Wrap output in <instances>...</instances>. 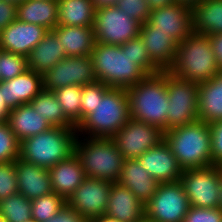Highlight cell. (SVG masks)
I'll return each instance as SVG.
<instances>
[{
	"label": "cell",
	"instance_id": "obj_1",
	"mask_svg": "<svg viewBox=\"0 0 222 222\" xmlns=\"http://www.w3.org/2000/svg\"><path fill=\"white\" fill-rule=\"evenodd\" d=\"M130 117L153 125L166 132L169 106L166 71L147 75L136 85L126 89Z\"/></svg>",
	"mask_w": 222,
	"mask_h": 222
},
{
	"label": "cell",
	"instance_id": "obj_2",
	"mask_svg": "<svg viewBox=\"0 0 222 222\" xmlns=\"http://www.w3.org/2000/svg\"><path fill=\"white\" fill-rule=\"evenodd\" d=\"M164 141L184 169L212 166L211 127L204 121H195L164 132Z\"/></svg>",
	"mask_w": 222,
	"mask_h": 222
},
{
	"label": "cell",
	"instance_id": "obj_3",
	"mask_svg": "<svg viewBox=\"0 0 222 222\" xmlns=\"http://www.w3.org/2000/svg\"><path fill=\"white\" fill-rule=\"evenodd\" d=\"M90 57L97 81L112 88L127 89L148 75L121 45L96 42Z\"/></svg>",
	"mask_w": 222,
	"mask_h": 222
},
{
	"label": "cell",
	"instance_id": "obj_4",
	"mask_svg": "<svg viewBox=\"0 0 222 222\" xmlns=\"http://www.w3.org/2000/svg\"><path fill=\"white\" fill-rule=\"evenodd\" d=\"M130 118L126 89L111 87L102 99H98L95 111L88 114L76 127L77 134L81 137L87 135L90 138L111 139Z\"/></svg>",
	"mask_w": 222,
	"mask_h": 222
},
{
	"label": "cell",
	"instance_id": "obj_5",
	"mask_svg": "<svg viewBox=\"0 0 222 222\" xmlns=\"http://www.w3.org/2000/svg\"><path fill=\"white\" fill-rule=\"evenodd\" d=\"M219 70L208 35L193 31L178 44L175 61L168 72L199 84L214 78Z\"/></svg>",
	"mask_w": 222,
	"mask_h": 222
},
{
	"label": "cell",
	"instance_id": "obj_6",
	"mask_svg": "<svg viewBox=\"0 0 222 222\" xmlns=\"http://www.w3.org/2000/svg\"><path fill=\"white\" fill-rule=\"evenodd\" d=\"M77 139L76 128L52 127L20 142L19 158L49 169L75 154Z\"/></svg>",
	"mask_w": 222,
	"mask_h": 222
},
{
	"label": "cell",
	"instance_id": "obj_7",
	"mask_svg": "<svg viewBox=\"0 0 222 222\" xmlns=\"http://www.w3.org/2000/svg\"><path fill=\"white\" fill-rule=\"evenodd\" d=\"M80 138V139H79ZM78 136L75 155L86 177L119 182L125 158L112 139Z\"/></svg>",
	"mask_w": 222,
	"mask_h": 222
},
{
	"label": "cell",
	"instance_id": "obj_8",
	"mask_svg": "<svg viewBox=\"0 0 222 222\" xmlns=\"http://www.w3.org/2000/svg\"><path fill=\"white\" fill-rule=\"evenodd\" d=\"M166 88L169 98L166 131L198 121V84L166 71Z\"/></svg>",
	"mask_w": 222,
	"mask_h": 222
},
{
	"label": "cell",
	"instance_id": "obj_9",
	"mask_svg": "<svg viewBox=\"0 0 222 222\" xmlns=\"http://www.w3.org/2000/svg\"><path fill=\"white\" fill-rule=\"evenodd\" d=\"M141 23L116 5L95 10L93 30L97 43L122 45L139 36Z\"/></svg>",
	"mask_w": 222,
	"mask_h": 222
},
{
	"label": "cell",
	"instance_id": "obj_10",
	"mask_svg": "<svg viewBox=\"0 0 222 222\" xmlns=\"http://www.w3.org/2000/svg\"><path fill=\"white\" fill-rule=\"evenodd\" d=\"M222 166L184 169L180 183L189 204L197 208H219V181Z\"/></svg>",
	"mask_w": 222,
	"mask_h": 222
},
{
	"label": "cell",
	"instance_id": "obj_11",
	"mask_svg": "<svg viewBox=\"0 0 222 222\" xmlns=\"http://www.w3.org/2000/svg\"><path fill=\"white\" fill-rule=\"evenodd\" d=\"M190 204L180 181L160 183L145 204V217L155 222H183Z\"/></svg>",
	"mask_w": 222,
	"mask_h": 222
},
{
	"label": "cell",
	"instance_id": "obj_12",
	"mask_svg": "<svg viewBox=\"0 0 222 222\" xmlns=\"http://www.w3.org/2000/svg\"><path fill=\"white\" fill-rule=\"evenodd\" d=\"M111 139L125 159H138L164 140V132L156 126L130 118Z\"/></svg>",
	"mask_w": 222,
	"mask_h": 222
},
{
	"label": "cell",
	"instance_id": "obj_13",
	"mask_svg": "<svg viewBox=\"0 0 222 222\" xmlns=\"http://www.w3.org/2000/svg\"><path fill=\"white\" fill-rule=\"evenodd\" d=\"M43 89L54 91L70 85L84 86L97 81L90 55L66 57L42 75Z\"/></svg>",
	"mask_w": 222,
	"mask_h": 222
},
{
	"label": "cell",
	"instance_id": "obj_14",
	"mask_svg": "<svg viewBox=\"0 0 222 222\" xmlns=\"http://www.w3.org/2000/svg\"><path fill=\"white\" fill-rule=\"evenodd\" d=\"M112 184L108 180L86 177L66 200L67 204L90 222L105 214Z\"/></svg>",
	"mask_w": 222,
	"mask_h": 222
},
{
	"label": "cell",
	"instance_id": "obj_15",
	"mask_svg": "<svg viewBox=\"0 0 222 222\" xmlns=\"http://www.w3.org/2000/svg\"><path fill=\"white\" fill-rule=\"evenodd\" d=\"M156 31L168 33L178 44L193 32L192 8L173 3L151 10L147 21Z\"/></svg>",
	"mask_w": 222,
	"mask_h": 222
},
{
	"label": "cell",
	"instance_id": "obj_16",
	"mask_svg": "<svg viewBox=\"0 0 222 222\" xmlns=\"http://www.w3.org/2000/svg\"><path fill=\"white\" fill-rule=\"evenodd\" d=\"M48 32L43 26L16 19L0 32V50L27 58Z\"/></svg>",
	"mask_w": 222,
	"mask_h": 222
},
{
	"label": "cell",
	"instance_id": "obj_17",
	"mask_svg": "<svg viewBox=\"0 0 222 222\" xmlns=\"http://www.w3.org/2000/svg\"><path fill=\"white\" fill-rule=\"evenodd\" d=\"M138 161L159 183L180 181L183 173V169L164 140L141 155Z\"/></svg>",
	"mask_w": 222,
	"mask_h": 222
},
{
	"label": "cell",
	"instance_id": "obj_18",
	"mask_svg": "<svg viewBox=\"0 0 222 222\" xmlns=\"http://www.w3.org/2000/svg\"><path fill=\"white\" fill-rule=\"evenodd\" d=\"M139 36L150 60L161 71H168L175 61L178 43L168 33L156 31L147 22L141 25Z\"/></svg>",
	"mask_w": 222,
	"mask_h": 222
},
{
	"label": "cell",
	"instance_id": "obj_19",
	"mask_svg": "<svg viewBox=\"0 0 222 222\" xmlns=\"http://www.w3.org/2000/svg\"><path fill=\"white\" fill-rule=\"evenodd\" d=\"M18 193L29 200L37 199L53 192L49 169L27 163L18 158L15 160Z\"/></svg>",
	"mask_w": 222,
	"mask_h": 222
},
{
	"label": "cell",
	"instance_id": "obj_20",
	"mask_svg": "<svg viewBox=\"0 0 222 222\" xmlns=\"http://www.w3.org/2000/svg\"><path fill=\"white\" fill-rule=\"evenodd\" d=\"M43 90L42 75L32 69L7 81H1L5 103L11 108L29 104Z\"/></svg>",
	"mask_w": 222,
	"mask_h": 222
},
{
	"label": "cell",
	"instance_id": "obj_21",
	"mask_svg": "<svg viewBox=\"0 0 222 222\" xmlns=\"http://www.w3.org/2000/svg\"><path fill=\"white\" fill-rule=\"evenodd\" d=\"M105 215L120 222H139L145 217V205L127 187L112 184Z\"/></svg>",
	"mask_w": 222,
	"mask_h": 222
},
{
	"label": "cell",
	"instance_id": "obj_22",
	"mask_svg": "<svg viewBox=\"0 0 222 222\" xmlns=\"http://www.w3.org/2000/svg\"><path fill=\"white\" fill-rule=\"evenodd\" d=\"M53 192L67 200L86 178L80 161L74 154L49 168Z\"/></svg>",
	"mask_w": 222,
	"mask_h": 222
},
{
	"label": "cell",
	"instance_id": "obj_23",
	"mask_svg": "<svg viewBox=\"0 0 222 222\" xmlns=\"http://www.w3.org/2000/svg\"><path fill=\"white\" fill-rule=\"evenodd\" d=\"M119 183L130 189L144 205L156 193L160 184L141 166L138 159L124 160Z\"/></svg>",
	"mask_w": 222,
	"mask_h": 222
},
{
	"label": "cell",
	"instance_id": "obj_24",
	"mask_svg": "<svg viewBox=\"0 0 222 222\" xmlns=\"http://www.w3.org/2000/svg\"><path fill=\"white\" fill-rule=\"evenodd\" d=\"M52 32L59 39L67 57L90 55L96 43L93 26L57 25Z\"/></svg>",
	"mask_w": 222,
	"mask_h": 222
},
{
	"label": "cell",
	"instance_id": "obj_25",
	"mask_svg": "<svg viewBox=\"0 0 222 222\" xmlns=\"http://www.w3.org/2000/svg\"><path fill=\"white\" fill-rule=\"evenodd\" d=\"M7 123L19 142L52 128L50 123L35 112L30 104H22L11 109Z\"/></svg>",
	"mask_w": 222,
	"mask_h": 222
},
{
	"label": "cell",
	"instance_id": "obj_26",
	"mask_svg": "<svg viewBox=\"0 0 222 222\" xmlns=\"http://www.w3.org/2000/svg\"><path fill=\"white\" fill-rule=\"evenodd\" d=\"M66 57L59 39L52 31H49L28 55V68L37 74L44 75Z\"/></svg>",
	"mask_w": 222,
	"mask_h": 222
},
{
	"label": "cell",
	"instance_id": "obj_27",
	"mask_svg": "<svg viewBox=\"0 0 222 222\" xmlns=\"http://www.w3.org/2000/svg\"><path fill=\"white\" fill-rule=\"evenodd\" d=\"M58 0H25L17 5V19L52 31L58 22Z\"/></svg>",
	"mask_w": 222,
	"mask_h": 222
},
{
	"label": "cell",
	"instance_id": "obj_28",
	"mask_svg": "<svg viewBox=\"0 0 222 222\" xmlns=\"http://www.w3.org/2000/svg\"><path fill=\"white\" fill-rule=\"evenodd\" d=\"M198 118L207 124L222 120V82L216 76L198 84Z\"/></svg>",
	"mask_w": 222,
	"mask_h": 222
},
{
	"label": "cell",
	"instance_id": "obj_29",
	"mask_svg": "<svg viewBox=\"0 0 222 222\" xmlns=\"http://www.w3.org/2000/svg\"><path fill=\"white\" fill-rule=\"evenodd\" d=\"M192 20L198 34L222 33V0H201L192 8Z\"/></svg>",
	"mask_w": 222,
	"mask_h": 222
},
{
	"label": "cell",
	"instance_id": "obj_30",
	"mask_svg": "<svg viewBox=\"0 0 222 222\" xmlns=\"http://www.w3.org/2000/svg\"><path fill=\"white\" fill-rule=\"evenodd\" d=\"M95 10L92 0H58L57 25L93 26Z\"/></svg>",
	"mask_w": 222,
	"mask_h": 222
},
{
	"label": "cell",
	"instance_id": "obj_31",
	"mask_svg": "<svg viewBox=\"0 0 222 222\" xmlns=\"http://www.w3.org/2000/svg\"><path fill=\"white\" fill-rule=\"evenodd\" d=\"M35 112L47 120L52 127L76 128L62 111L53 91L42 90L30 103Z\"/></svg>",
	"mask_w": 222,
	"mask_h": 222
},
{
	"label": "cell",
	"instance_id": "obj_32",
	"mask_svg": "<svg viewBox=\"0 0 222 222\" xmlns=\"http://www.w3.org/2000/svg\"><path fill=\"white\" fill-rule=\"evenodd\" d=\"M53 92L65 117L77 127L81 122L82 86L70 85L55 89Z\"/></svg>",
	"mask_w": 222,
	"mask_h": 222
},
{
	"label": "cell",
	"instance_id": "obj_33",
	"mask_svg": "<svg viewBox=\"0 0 222 222\" xmlns=\"http://www.w3.org/2000/svg\"><path fill=\"white\" fill-rule=\"evenodd\" d=\"M31 208V200L20 193L0 201V215L6 222H24L32 219Z\"/></svg>",
	"mask_w": 222,
	"mask_h": 222
},
{
	"label": "cell",
	"instance_id": "obj_34",
	"mask_svg": "<svg viewBox=\"0 0 222 222\" xmlns=\"http://www.w3.org/2000/svg\"><path fill=\"white\" fill-rule=\"evenodd\" d=\"M31 217L37 222H46L58 213L67 201L55 192L31 201Z\"/></svg>",
	"mask_w": 222,
	"mask_h": 222
},
{
	"label": "cell",
	"instance_id": "obj_35",
	"mask_svg": "<svg viewBox=\"0 0 222 222\" xmlns=\"http://www.w3.org/2000/svg\"><path fill=\"white\" fill-rule=\"evenodd\" d=\"M122 50H127L132 61L141 67L148 75L160 72L161 70L150 60L147 49L140 36L127 41L121 45Z\"/></svg>",
	"mask_w": 222,
	"mask_h": 222
},
{
	"label": "cell",
	"instance_id": "obj_36",
	"mask_svg": "<svg viewBox=\"0 0 222 222\" xmlns=\"http://www.w3.org/2000/svg\"><path fill=\"white\" fill-rule=\"evenodd\" d=\"M28 69L25 56L0 50V81L13 79Z\"/></svg>",
	"mask_w": 222,
	"mask_h": 222
},
{
	"label": "cell",
	"instance_id": "obj_37",
	"mask_svg": "<svg viewBox=\"0 0 222 222\" xmlns=\"http://www.w3.org/2000/svg\"><path fill=\"white\" fill-rule=\"evenodd\" d=\"M20 157V142L7 122L0 123V163L15 161Z\"/></svg>",
	"mask_w": 222,
	"mask_h": 222
},
{
	"label": "cell",
	"instance_id": "obj_38",
	"mask_svg": "<svg viewBox=\"0 0 222 222\" xmlns=\"http://www.w3.org/2000/svg\"><path fill=\"white\" fill-rule=\"evenodd\" d=\"M111 87L96 81L92 84L82 86V98H81V121L90 113L95 111L98 99H102L103 95Z\"/></svg>",
	"mask_w": 222,
	"mask_h": 222
},
{
	"label": "cell",
	"instance_id": "obj_39",
	"mask_svg": "<svg viewBox=\"0 0 222 222\" xmlns=\"http://www.w3.org/2000/svg\"><path fill=\"white\" fill-rule=\"evenodd\" d=\"M18 193L15 161L0 163V201Z\"/></svg>",
	"mask_w": 222,
	"mask_h": 222
},
{
	"label": "cell",
	"instance_id": "obj_40",
	"mask_svg": "<svg viewBox=\"0 0 222 222\" xmlns=\"http://www.w3.org/2000/svg\"><path fill=\"white\" fill-rule=\"evenodd\" d=\"M116 6L131 18L144 24L148 21L151 9L147 0H118Z\"/></svg>",
	"mask_w": 222,
	"mask_h": 222
},
{
	"label": "cell",
	"instance_id": "obj_41",
	"mask_svg": "<svg viewBox=\"0 0 222 222\" xmlns=\"http://www.w3.org/2000/svg\"><path fill=\"white\" fill-rule=\"evenodd\" d=\"M183 222H222V210L190 206Z\"/></svg>",
	"mask_w": 222,
	"mask_h": 222
},
{
	"label": "cell",
	"instance_id": "obj_42",
	"mask_svg": "<svg viewBox=\"0 0 222 222\" xmlns=\"http://www.w3.org/2000/svg\"><path fill=\"white\" fill-rule=\"evenodd\" d=\"M210 127L212 165L222 166V120L212 122Z\"/></svg>",
	"mask_w": 222,
	"mask_h": 222
},
{
	"label": "cell",
	"instance_id": "obj_43",
	"mask_svg": "<svg viewBox=\"0 0 222 222\" xmlns=\"http://www.w3.org/2000/svg\"><path fill=\"white\" fill-rule=\"evenodd\" d=\"M17 19V5L0 0V32Z\"/></svg>",
	"mask_w": 222,
	"mask_h": 222
},
{
	"label": "cell",
	"instance_id": "obj_44",
	"mask_svg": "<svg viewBox=\"0 0 222 222\" xmlns=\"http://www.w3.org/2000/svg\"><path fill=\"white\" fill-rule=\"evenodd\" d=\"M46 222H88L80 213L73 210L68 204Z\"/></svg>",
	"mask_w": 222,
	"mask_h": 222
},
{
	"label": "cell",
	"instance_id": "obj_45",
	"mask_svg": "<svg viewBox=\"0 0 222 222\" xmlns=\"http://www.w3.org/2000/svg\"><path fill=\"white\" fill-rule=\"evenodd\" d=\"M208 39L215 55L217 66L222 70V33L208 35Z\"/></svg>",
	"mask_w": 222,
	"mask_h": 222
},
{
	"label": "cell",
	"instance_id": "obj_46",
	"mask_svg": "<svg viewBox=\"0 0 222 222\" xmlns=\"http://www.w3.org/2000/svg\"><path fill=\"white\" fill-rule=\"evenodd\" d=\"M11 108L5 103L0 81V123L7 122Z\"/></svg>",
	"mask_w": 222,
	"mask_h": 222
},
{
	"label": "cell",
	"instance_id": "obj_47",
	"mask_svg": "<svg viewBox=\"0 0 222 222\" xmlns=\"http://www.w3.org/2000/svg\"><path fill=\"white\" fill-rule=\"evenodd\" d=\"M147 1L151 10L164 6H169L175 3V0H147Z\"/></svg>",
	"mask_w": 222,
	"mask_h": 222
},
{
	"label": "cell",
	"instance_id": "obj_48",
	"mask_svg": "<svg viewBox=\"0 0 222 222\" xmlns=\"http://www.w3.org/2000/svg\"><path fill=\"white\" fill-rule=\"evenodd\" d=\"M95 9L102 7L115 6L118 0H92Z\"/></svg>",
	"mask_w": 222,
	"mask_h": 222
},
{
	"label": "cell",
	"instance_id": "obj_49",
	"mask_svg": "<svg viewBox=\"0 0 222 222\" xmlns=\"http://www.w3.org/2000/svg\"><path fill=\"white\" fill-rule=\"evenodd\" d=\"M90 222H120V221L104 214L101 217L92 219Z\"/></svg>",
	"mask_w": 222,
	"mask_h": 222
},
{
	"label": "cell",
	"instance_id": "obj_50",
	"mask_svg": "<svg viewBox=\"0 0 222 222\" xmlns=\"http://www.w3.org/2000/svg\"><path fill=\"white\" fill-rule=\"evenodd\" d=\"M200 1L201 0H175L176 3L185 4V5H188L191 8H193Z\"/></svg>",
	"mask_w": 222,
	"mask_h": 222
},
{
	"label": "cell",
	"instance_id": "obj_51",
	"mask_svg": "<svg viewBox=\"0 0 222 222\" xmlns=\"http://www.w3.org/2000/svg\"><path fill=\"white\" fill-rule=\"evenodd\" d=\"M219 193H220L219 209L222 210V169L220 170Z\"/></svg>",
	"mask_w": 222,
	"mask_h": 222
},
{
	"label": "cell",
	"instance_id": "obj_52",
	"mask_svg": "<svg viewBox=\"0 0 222 222\" xmlns=\"http://www.w3.org/2000/svg\"><path fill=\"white\" fill-rule=\"evenodd\" d=\"M8 2L14 3L16 5L23 3L25 0H6Z\"/></svg>",
	"mask_w": 222,
	"mask_h": 222
},
{
	"label": "cell",
	"instance_id": "obj_53",
	"mask_svg": "<svg viewBox=\"0 0 222 222\" xmlns=\"http://www.w3.org/2000/svg\"><path fill=\"white\" fill-rule=\"evenodd\" d=\"M216 77L222 82V70H219V73L216 75Z\"/></svg>",
	"mask_w": 222,
	"mask_h": 222
},
{
	"label": "cell",
	"instance_id": "obj_54",
	"mask_svg": "<svg viewBox=\"0 0 222 222\" xmlns=\"http://www.w3.org/2000/svg\"><path fill=\"white\" fill-rule=\"evenodd\" d=\"M139 222H155V221H152L146 217H144L142 220H140Z\"/></svg>",
	"mask_w": 222,
	"mask_h": 222
},
{
	"label": "cell",
	"instance_id": "obj_55",
	"mask_svg": "<svg viewBox=\"0 0 222 222\" xmlns=\"http://www.w3.org/2000/svg\"><path fill=\"white\" fill-rule=\"evenodd\" d=\"M0 222H6V220L0 215Z\"/></svg>",
	"mask_w": 222,
	"mask_h": 222
},
{
	"label": "cell",
	"instance_id": "obj_56",
	"mask_svg": "<svg viewBox=\"0 0 222 222\" xmlns=\"http://www.w3.org/2000/svg\"><path fill=\"white\" fill-rule=\"evenodd\" d=\"M24 222H37L36 220L30 219L28 221H24Z\"/></svg>",
	"mask_w": 222,
	"mask_h": 222
}]
</instances>
